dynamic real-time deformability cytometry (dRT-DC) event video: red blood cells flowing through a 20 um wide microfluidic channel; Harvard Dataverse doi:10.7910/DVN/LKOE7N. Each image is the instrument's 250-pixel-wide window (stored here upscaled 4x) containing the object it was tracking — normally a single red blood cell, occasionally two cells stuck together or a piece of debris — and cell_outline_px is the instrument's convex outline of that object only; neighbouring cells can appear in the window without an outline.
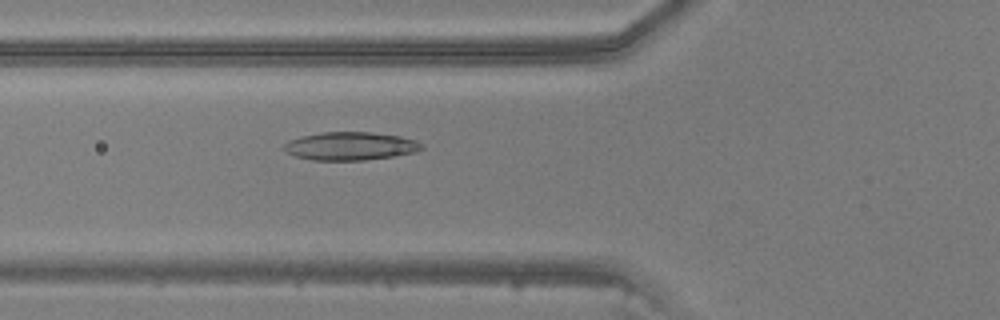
{"species": "common noctule bat (a hibernating species)", "species_latin": "Nyctalus noctula", "temperature_condition": "warm", "stored_images_in_passage": 31, "camera_frame_rate_fps": 3000, "um_per_image_px": 0.085, "animal": {"sex": "male", "body_mass_g": 20.5, "forearm_length_mm": 52.5}, "frame": {"image": 1, "passage_image": 4, "time_ms": 1.0, "image_size_px": [1000, 320], "cell_outline_px": [[424, 148], [416, 152], [392, 156], [364, 160], [312, 160], [296, 156], [288, 152], [284, 148], [284, 144], [288, 140], [300, 136], [324, 132], [372, 132], [400, 136], [416, 140], [424, 144]], "centroid_in_image_um": [29.81, 12.41], "position_along_channel_um": 96.0, "area_um2": 22.6}}
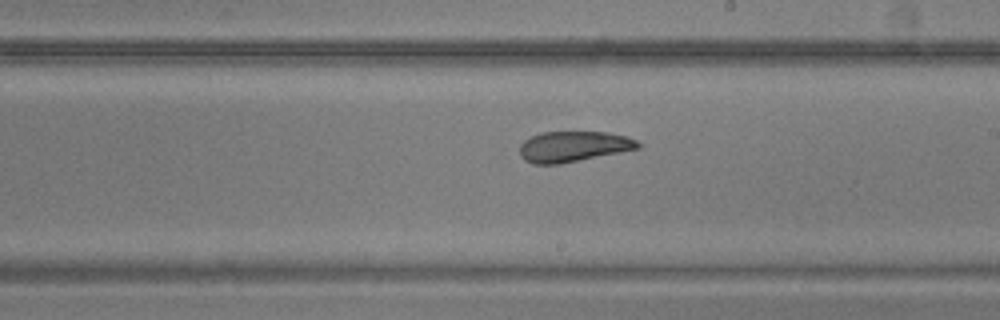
{"frame": {"image": 2, "passage_image": 14, "time_ms": 4.333, "image_size_px": [1000, 320], "cell_outline_px": [[640, 148], [560, 164], [532, 164], [524, 160], [520, 156], [520, 144], [524, 140], [540, 132], [608, 132], [628, 136], [636, 140], [640, 144]], "centroid_in_image_um": [48.72, 12.45], "position_along_channel_um": 240.3, "area_um2": 21.15}}
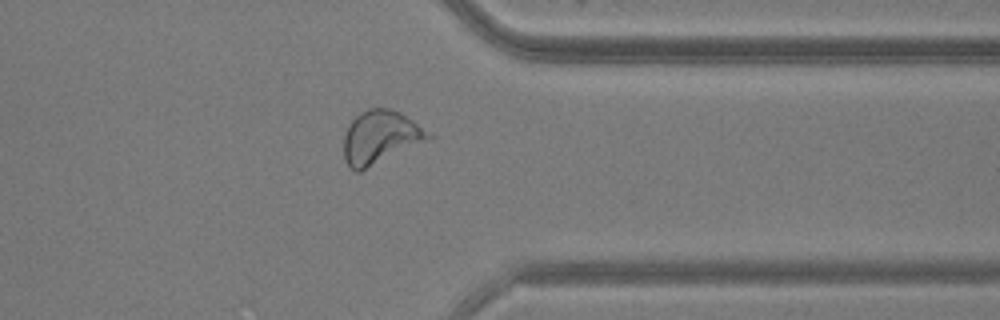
{"frame": {"image": 3, "passage_image": 24, "time_ms": 7.667, "image_size_px": [1000, 320], "cell_outline_px": [[436, 136], [360, 172], [356, 172], [344, 160], [344, 136], [348, 124], [360, 112], [368, 108], [388, 108], [400, 112]], "centroid_in_image_um": [32.32, 11.66], "position_along_channel_um": 379.1, "area_um2": 26.18}}